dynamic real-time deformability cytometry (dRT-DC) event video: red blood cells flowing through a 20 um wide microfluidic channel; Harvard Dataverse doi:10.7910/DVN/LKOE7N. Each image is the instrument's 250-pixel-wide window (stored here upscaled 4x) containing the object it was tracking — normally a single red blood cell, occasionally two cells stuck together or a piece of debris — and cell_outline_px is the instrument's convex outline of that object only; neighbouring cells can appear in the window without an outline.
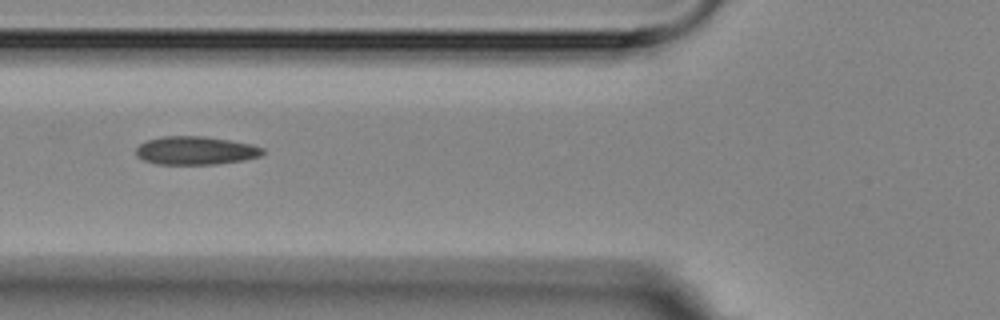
{"species": "Egyptian fruit bat (a non-hibernating species)", "species_latin": "Rousettus aegyptiacus", "temperature_condition": "room temperature", "stored_images_in_passage": 13, "camera_frame_rate_fps": 3000, "um_per_image_px": 0.085, "animal": {"sex": "female"}, "frame": {"image": 1, "passage_image": 3, "time_ms": 3.333, "image_size_px": [1000, 320], "cell_outline_px": [[264, 152], [260, 156], [244, 160], [216, 164], [156, 164], [144, 160], [136, 156], [136, 148], [140, 144], [148, 140], [164, 136], [204, 136], [252, 144], [264, 148]], "centroid_in_image_um": [16.63, 12.8], "position_along_channel_um": 109.2, "area_um2": 20.87}}
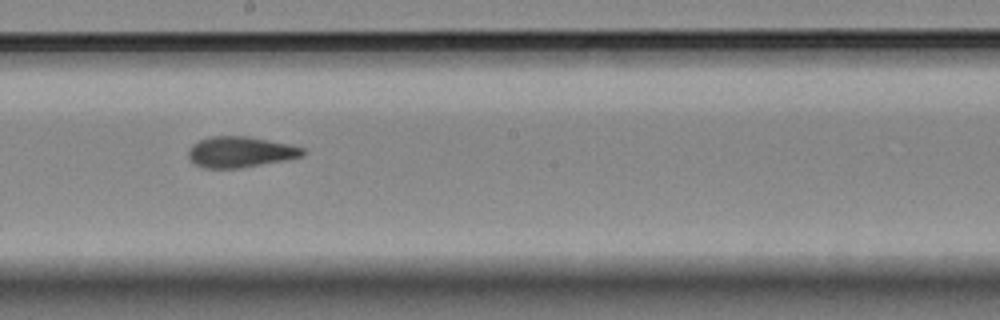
{"frame": {"image": 2, "passage_image": 6, "time_ms": 6.667, "image_size_px": [1000, 320], "cell_outline_px": [[304, 156], [284, 160], [240, 168], [204, 168], [196, 164], [188, 156], [188, 148], [192, 144], [200, 140], [212, 136], [248, 136], [288, 144], [304, 148]], "centroid_in_image_um": [20.41, 12.91], "position_along_channel_um": 227.8, "area_um2": 20.4}}
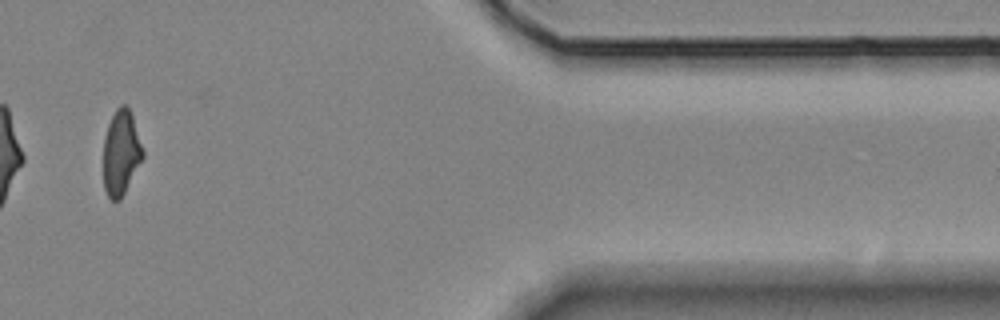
{"frame": {"image": 3, "passage_image": 11, "time_ms": 12.667, "image_size_px": [1000, 320], "cell_outline_px": [[144, 156], [120, 200], [112, 200], [108, 196], [104, 188], [104, 136], [108, 124], [116, 108], [120, 104], [128, 104], [144, 152]], "centroid_in_image_um": [10.28, 12.95], "position_along_channel_um": 401.1, "area_um2": 19.36}, "authors_computed_cell_mechanics": {"area_um2": 20.3456, "velocity_mm_per_s": 3.5676, "shape_relaxation_time_tau1_ms": 5.6598, "shape_relaxation_time_tau2_ms": 3.3928, "deformation_change_tau1": 0.1822, "deformation_change_tau2": 0.1195}}